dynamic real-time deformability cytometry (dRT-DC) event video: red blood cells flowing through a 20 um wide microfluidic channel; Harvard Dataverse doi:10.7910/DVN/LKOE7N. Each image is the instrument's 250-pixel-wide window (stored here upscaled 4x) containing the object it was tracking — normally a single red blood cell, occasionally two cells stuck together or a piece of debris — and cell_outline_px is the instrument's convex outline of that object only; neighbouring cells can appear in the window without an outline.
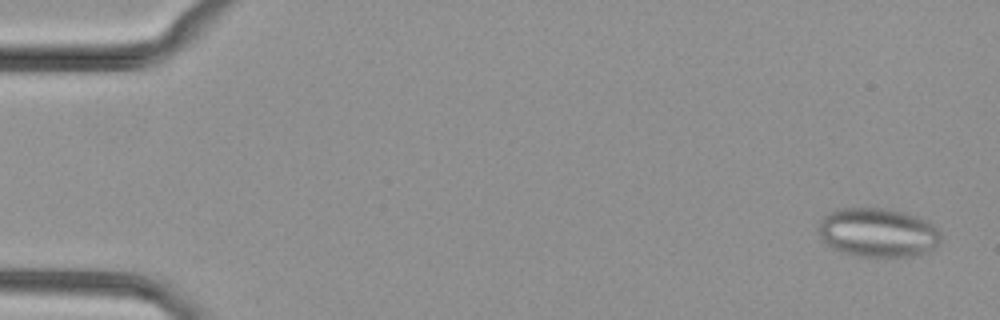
{"species": "common noctule bat (a hibernating species)", "species_latin": "Nyctalus noctula", "temperature_condition": "cold", "stored_images_in_passage": 50, "segment_of_instrument_passage": [1, 2], "camera_frame_rate_fps": 3000, "um_per_image_px": 0.085, "animal": {"sex": "female", "body_mass_g": 29.2, "forearm_length_mm": 56.3}, "frame": {"image": 1, "passage_image": 2, "time_ms": 0.333, "image_size_px": [1000, 320], "cell_outline_px": [[944, 236], [940, 244], [928, 252], [912, 256], [860, 256], [844, 252], [832, 248], [820, 240], [816, 228], [820, 220], [824, 216], [840, 208], [880, 208], [904, 212], [916, 216], [932, 224]], "centroid_in_image_um": [74.61, 19.77], "position_along_channel_um": 10.4, "area_um2": 35.2}}